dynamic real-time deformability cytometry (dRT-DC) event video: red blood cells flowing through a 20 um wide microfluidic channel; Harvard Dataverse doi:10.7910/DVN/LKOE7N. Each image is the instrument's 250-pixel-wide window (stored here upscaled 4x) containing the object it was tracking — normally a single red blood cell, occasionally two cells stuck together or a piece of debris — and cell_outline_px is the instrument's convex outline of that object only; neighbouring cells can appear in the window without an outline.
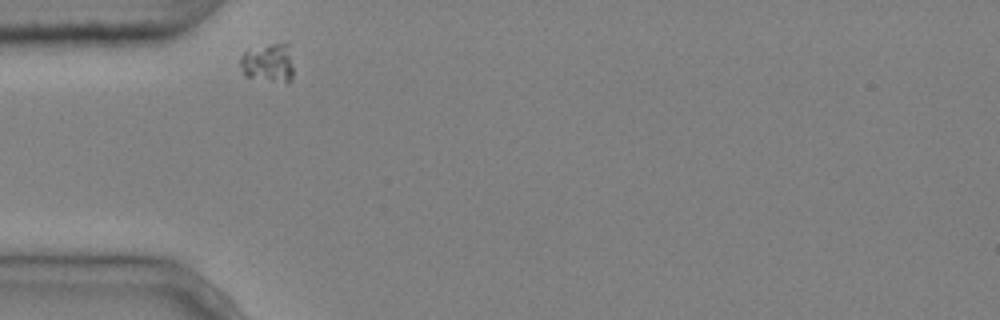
{"species": "common noctule bat (a hibernating species)", "species_latin": "Nyctalus noctula", "temperature_condition": "cold", "stored_images_in_passage": 3, "camera_frame_rate_fps": 3000, "um_per_image_px": 0.085, "animal": {"sex": "male", "body_mass_g": 20.4}, "frame": {"image": 1, "passage_image": 1, "time_ms": 0.0, "image_size_px": [1000, 320], "cell_outline_px": [[292, 80], [288, 84], [244, 76], [240, 64], [240, 56], [244, 52], [268, 44], [288, 44], [292, 68]], "centroid_in_image_um": [22.79, 5.39], "position_along_channel_um": 62.2, "area_um2": 11.96}}
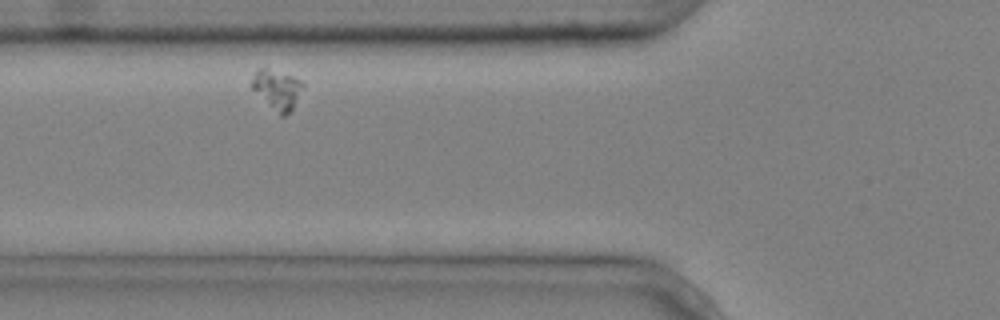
{"frame": {"image": 2, "passage_image": 2, "time_ms": 0.333, "image_size_px": [1000, 320], "cell_outline_px": [[304, 84], [292, 108], [284, 116], [280, 116], [248, 84], [252, 76], [260, 68], [264, 68], [292, 76], [300, 80]], "centroid_in_image_um": [23.51, 7.59], "position_along_channel_um": 102.3, "area_um2": 11.39}}